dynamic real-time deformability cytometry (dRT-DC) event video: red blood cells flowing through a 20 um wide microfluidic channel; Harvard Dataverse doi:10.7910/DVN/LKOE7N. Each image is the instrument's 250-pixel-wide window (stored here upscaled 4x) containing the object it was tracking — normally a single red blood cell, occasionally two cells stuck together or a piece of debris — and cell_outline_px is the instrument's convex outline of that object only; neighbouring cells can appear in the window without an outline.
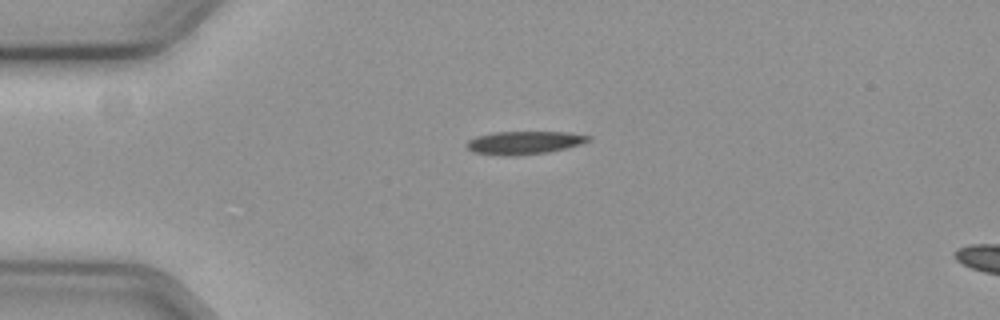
{"species": "common noctule bat (a hibernating species)", "species_latin": "Nyctalus noctula", "temperature_condition": "cold", "stored_images_in_passage": 8, "camera_frame_rate_fps": 3000, "um_per_image_px": 0.085, "animal": {"sex": "female", "body_mass_g": 19.3, "forearm_length_mm": 54.1}, "frame": {"image": 1, "passage_image": 1, "time_ms": 0.0, "image_size_px": [1000, 320], "cell_outline_px": [[592, 136], [588, 140], [564, 148], [548, 152], [516, 156], [500, 156], [472, 152], [468, 148], [468, 140], [476, 136], [496, 132], [564, 132]], "centroid_in_image_um": [44.48, 12.13], "position_along_channel_um": 40.5, "area_um2": 16.13}}
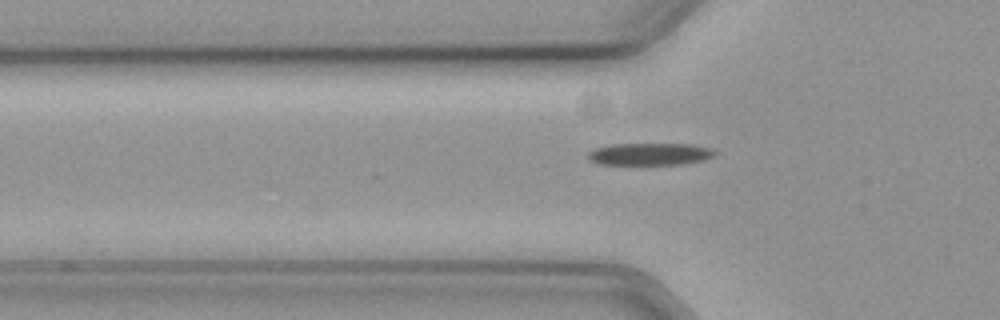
{"frame": {"image": 2, "passage_image": 6, "time_ms": 1.667, "image_size_px": [1000, 320], "cell_outline_px": [[720, 152], [716, 156], [704, 160], [680, 164], [596, 164], [588, 156], [588, 152], [596, 148], [612, 144], [692, 144], [712, 148]], "centroid_in_image_um": [55.33, 13.09], "position_along_channel_um": 70.5, "area_um2": 16.47}}